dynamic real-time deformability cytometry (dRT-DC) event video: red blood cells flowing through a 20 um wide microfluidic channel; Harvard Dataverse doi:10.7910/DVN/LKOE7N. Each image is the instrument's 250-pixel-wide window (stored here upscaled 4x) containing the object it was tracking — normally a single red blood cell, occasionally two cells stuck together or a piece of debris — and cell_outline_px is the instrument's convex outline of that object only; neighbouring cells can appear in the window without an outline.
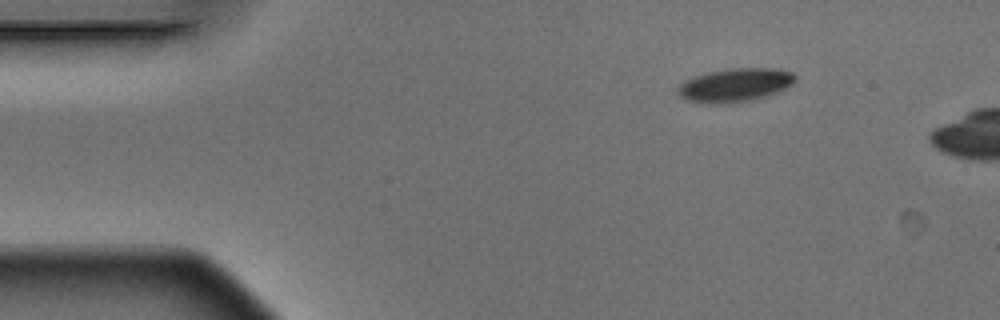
{"species": "Egyptian fruit bat (a non-hibernating species)", "species_latin": "Rousettus aegyptiacus", "temperature_condition": "warm", "stored_images_in_passage": 3, "camera_frame_rate_fps": 3000, "um_per_image_px": 0.085, "animal": {"sex": "male"}, "frame": {"image": 1, "passage_image": 1, "time_ms": 0.0, "image_size_px": [1000, 320], "cell_outline_px": [[796, 80], [792, 84], [768, 96], [752, 100], [716, 104], [708, 104], [688, 100], [680, 96], [676, 92], [676, 88], [684, 80], [708, 72], [732, 68], [776, 68], [792, 72], [796, 76]], "centroid_in_image_um": [62.47, 7.23], "position_along_channel_um": 22.5, "area_um2": 22.95}}